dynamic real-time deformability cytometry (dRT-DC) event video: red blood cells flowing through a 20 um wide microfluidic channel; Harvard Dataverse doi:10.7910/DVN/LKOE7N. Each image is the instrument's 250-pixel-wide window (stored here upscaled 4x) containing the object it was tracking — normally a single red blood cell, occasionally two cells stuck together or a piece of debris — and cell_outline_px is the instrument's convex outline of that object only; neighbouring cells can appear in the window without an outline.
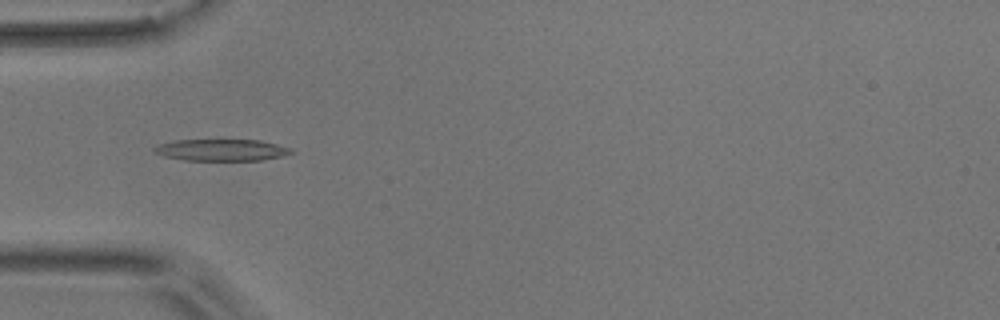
{"species": "common noctule bat (a hibernating species)", "species_latin": "Nyctalus noctula", "temperature_condition": "room temperature", "stored_images_in_passage": 10, "camera_frame_rate_fps": 3000, "um_per_image_px": 0.085, "animal": {"sex": "male", "body_mass_g": 17.9}, "frame": {"image": 1, "passage_image": 4, "time_ms": 4.667, "image_size_px": [1000, 320], "cell_outline_px": [[296, 152], [284, 156], [260, 160], [184, 160], [164, 156], [156, 152], [152, 148], [160, 144], [176, 140], [260, 140], [292, 148]], "centroid_in_image_um": [18.89, 12.75], "position_along_channel_um": 66.1, "area_um2": 17.22}}
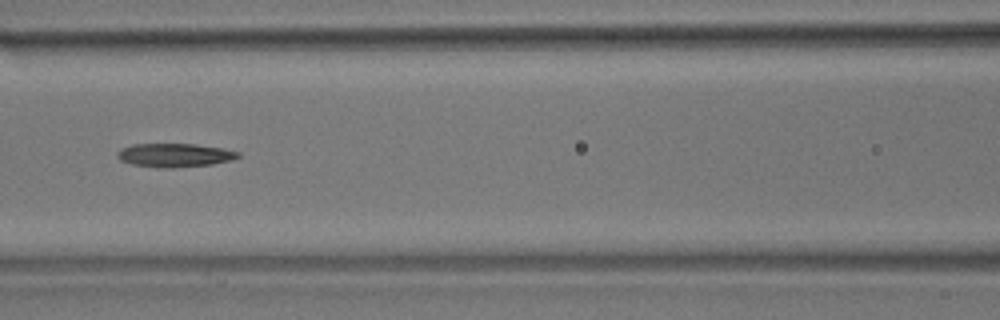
{"frame": {"image": 2, "passage_image": 6, "time_ms": 7.0, "image_size_px": [1000, 320], "cell_outline_px": [[240, 156], [232, 160], [212, 164], [172, 168], [156, 168], [132, 164], [120, 160], [116, 156], [116, 152], [120, 148], [132, 144], [196, 144], [224, 148], [240, 152]], "centroid_in_image_um": [14.83, 13.19], "position_along_channel_um": 151.8, "area_um2": 16.88}}
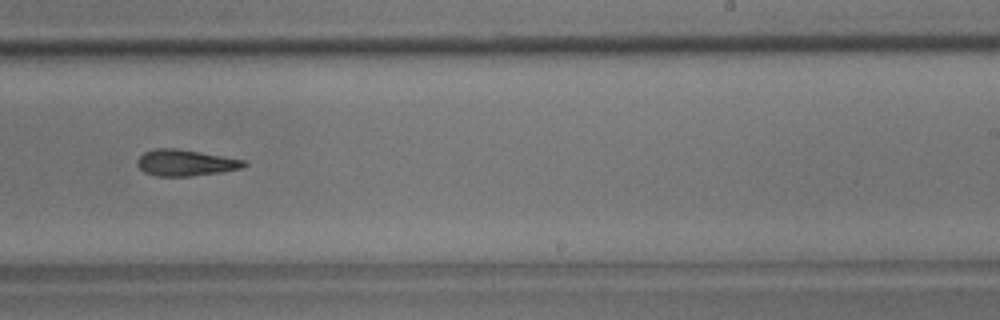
{"frame": {"image": 3, "passage_image": 9, "time_ms": 10.333, "image_size_px": [1000, 320], "cell_outline_px": [[248, 164], [244, 168], [220, 172], [188, 176], [156, 176], [144, 172], [136, 164], [136, 160], [144, 152], [156, 148], [176, 148], [248, 160]], "centroid_in_image_um": [15.79, 13.83], "position_along_channel_um": 273.2, "area_um2": 16.47}}